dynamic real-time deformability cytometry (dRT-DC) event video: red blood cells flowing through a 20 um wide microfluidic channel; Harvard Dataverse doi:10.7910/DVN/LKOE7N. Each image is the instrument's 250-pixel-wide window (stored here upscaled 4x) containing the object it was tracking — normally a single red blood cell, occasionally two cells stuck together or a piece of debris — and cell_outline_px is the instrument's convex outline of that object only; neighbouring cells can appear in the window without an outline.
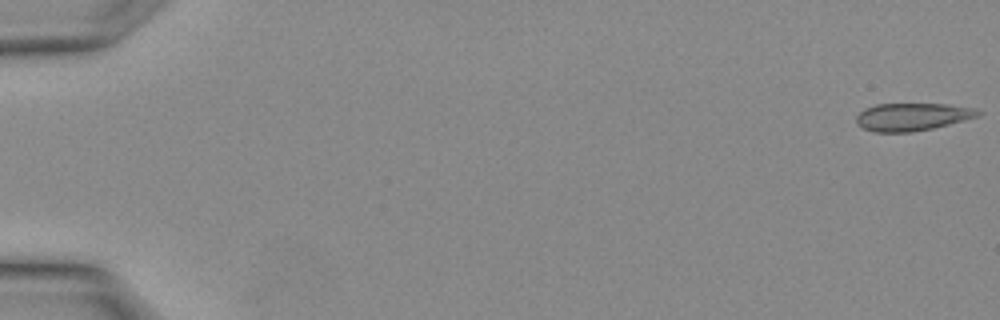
{"species": "Egyptian fruit bat (a non-hibernating species)", "species_latin": "Rousettus aegyptiacus", "temperature_condition": "warm", "stored_images_in_passage": 31, "camera_frame_rate_fps": 3000, "um_per_image_px": 0.085, "animal": {"sex": "female"}, "frame": {"image": 1, "passage_image": 1, "time_ms": 0.0, "image_size_px": [1000, 320], "cell_outline_px": [[984, 112], [980, 116], [932, 128], [912, 132], [876, 132], [864, 128], [856, 124], [856, 116], [864, 108], [876, 104], [944, 104], [976, 108]], "centroid_in_image_um": [77.55, 9.92], "position_along_channel_um": 7.4, "area_um2": 19.65}}
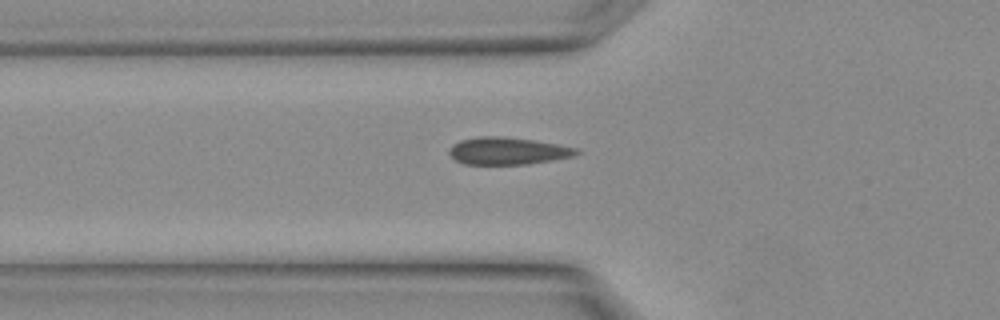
{"frame": {"image": 2, "passage_image": 12, "time_ms": 3.667, "image_size_px": [1000, 320], "cell_outline_px": [[580, 152], [576, 156], [528, 164], [464, 164], [456, 160], [448, 152], [448, 148], [452, 144], [460, 140], [480, 136], [504, 136], [532, 140], [556, 144], [576, 148]], "centroid_in_image_um": [43.13, 12.83], "position_along_channel_um": 82.7, "area_um2": 20.23}}
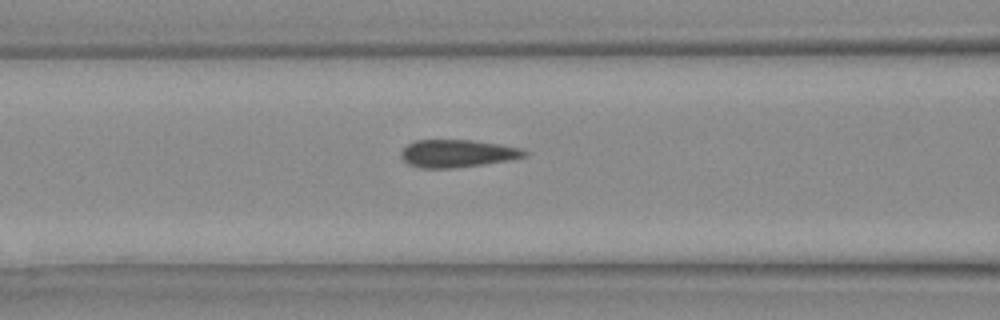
{"frame": {"image": 3, "passage_image": 14, "time_ms": 4.333, "image_size_px": [1000, 320], "cell_outline_px": [[528, 156], [512, 160], [484, 164], [452, 168], [420, 168], [408, 164], [400, 156], [400, 152], [408, 144], [416, 140], [472, 140], [500, 144], [520, 148], [528, 152]], "centroid_in_image_um": [38.9, 13.05], "position_along_channel_um": 127.7, "area_um2": 20.0}}